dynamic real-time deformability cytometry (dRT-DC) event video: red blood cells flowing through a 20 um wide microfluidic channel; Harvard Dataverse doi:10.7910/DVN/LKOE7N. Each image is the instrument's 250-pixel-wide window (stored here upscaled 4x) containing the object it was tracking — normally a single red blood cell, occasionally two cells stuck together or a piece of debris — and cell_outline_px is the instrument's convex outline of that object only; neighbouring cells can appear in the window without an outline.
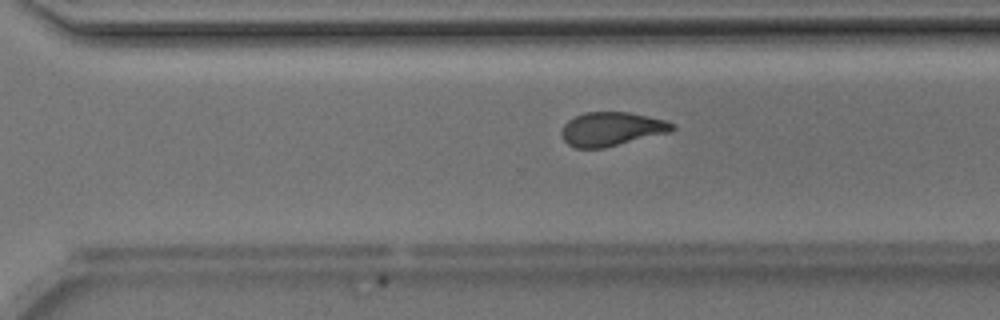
{"species": "Egyptian fruit bat (a non-hibernating species)", "species_latin": "Rousettus aegyptiacus", "temperature_condition": "room temperature", "stored_images_in_passage": 35, "camera_frame_rate_fps": 3000, "um_per_image_px": 0.085, "animal": {"sex": "male"}, "frame": {"image": 1, "passage_image": 30, "time_ms": 9.667, "image_size_px": [1000, 320], "cell_outline_px": [[676, 128], [672, 132], [604, 148], [576, 148], [568, 144], [564, 140], [560, 132], [564, 124], [568, 120], [584, 112], [628, 112], [648, 116], [664, 120], [676, 124]], "centroid_in_image_um": [52.01, 10.97], "position_along_channel_um": 318.6, "area_um2": 22.02}}